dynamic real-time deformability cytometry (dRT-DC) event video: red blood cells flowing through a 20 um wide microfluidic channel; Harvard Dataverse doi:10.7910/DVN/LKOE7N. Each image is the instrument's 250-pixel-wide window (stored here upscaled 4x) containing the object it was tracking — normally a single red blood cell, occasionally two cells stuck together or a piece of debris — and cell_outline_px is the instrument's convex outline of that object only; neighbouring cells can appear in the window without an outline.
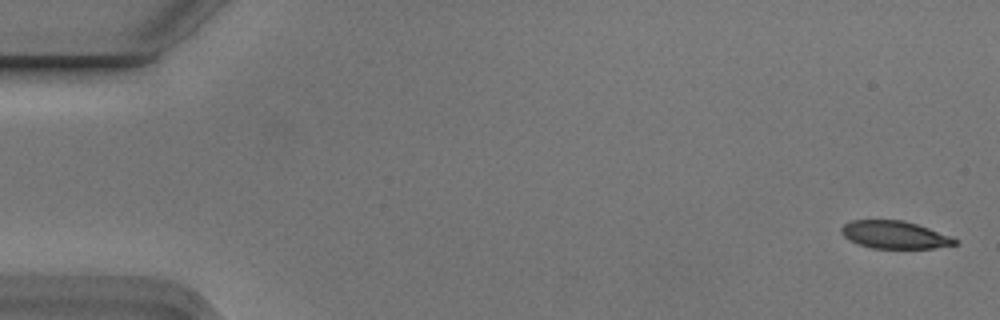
{"species": "Egyptian fruit bat (a non-hibernating species)", "species_latin": "Rousettus aegyptiacus", "temperature_condition": "cold", "stored_images_in_passage": 4, "camera_frame_rate_fps": 3000, "um_per_image_px": 0.085, "animal": {"sex": "male"}, "frame": {"image": 1, "passage_image": 1, "time_ms": 0.0, "image_size_px": [1000, 320], "cell_outline_px": [[956, 244], [932, 248], [872, 248], [860, 244], [844, 236], [840, 232], [840, 228], [844, 224], [852, 220], [904, 220], [952, 236], [956, 240]], "centroid_in_image_um": [76.03, 19.94], "position_along_channel_um": 9.0, "area_um2": 18.03}}
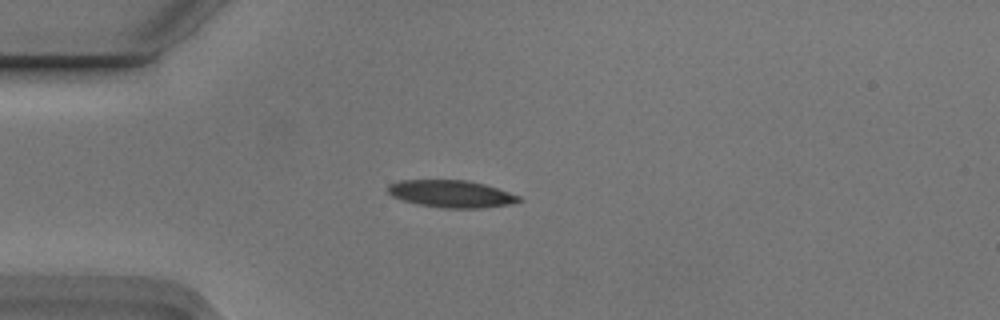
{"frame": {"image": 2, "passage_image": 4, "time_ms": 1.0, "image_size_px": [1000, 320], "cell_outline_px": [[524, 200], [512, 204], [484, 208], [440, 208], [420, 204], [404, 200], [392, 196], [388, 192], [388, 184], [400, 180], [464, 180], [484, 184], [520, 196]], "centroid_in_image_um": [38.38, 16.48], "position_along_channel_um": 46.6, "area_um2": 20.75}}